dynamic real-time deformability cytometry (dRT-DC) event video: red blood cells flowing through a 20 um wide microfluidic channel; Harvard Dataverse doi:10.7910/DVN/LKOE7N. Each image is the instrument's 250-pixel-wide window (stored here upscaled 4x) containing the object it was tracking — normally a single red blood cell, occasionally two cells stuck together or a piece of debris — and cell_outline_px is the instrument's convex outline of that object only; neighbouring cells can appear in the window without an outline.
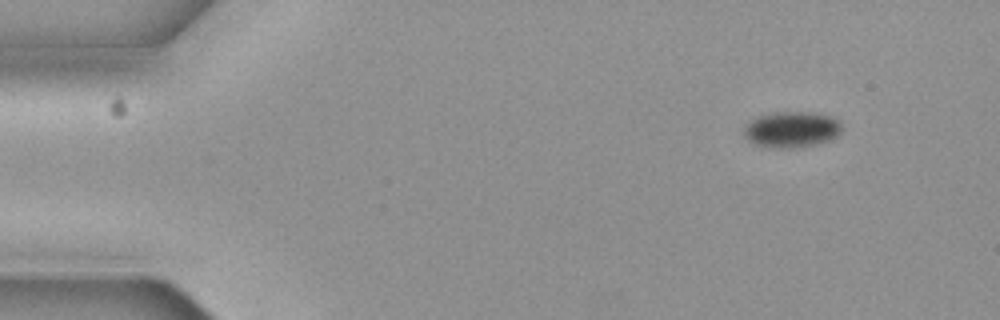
{"species": "common noctule bat (a hibernating species)", "species_latin": "Nyctalus noctula", "temperature_condition": "cold", "stored_images_in_passage": 5, "segment_of_instrument_passage": [1, 2], "camera_frame_rate_fps": 3000, "um_per_image_px": 0.085, "animal": {"sex": "female", "body_mass_g": 19.3, "forearm_length_mm": 54.1}, "frame": {"image": 1, "passage_image": 1, "time_ms": 0.0, "image_size_px": [1000, 320], "cell_outline_px": [[840, 132], [836, 136], [828, 140], [812, 144], [780, 148], [756, 144], [748, 140], [744, 136], [744, 128], [752, 120], [760, 116], [776, 112], [812, 112], [828, 116], [836, 120], [840, 124]], "centroid_in_image_um": [67.26, 10.99], "position_along_channel_um": 17.7, "area_um2": 19.71}}
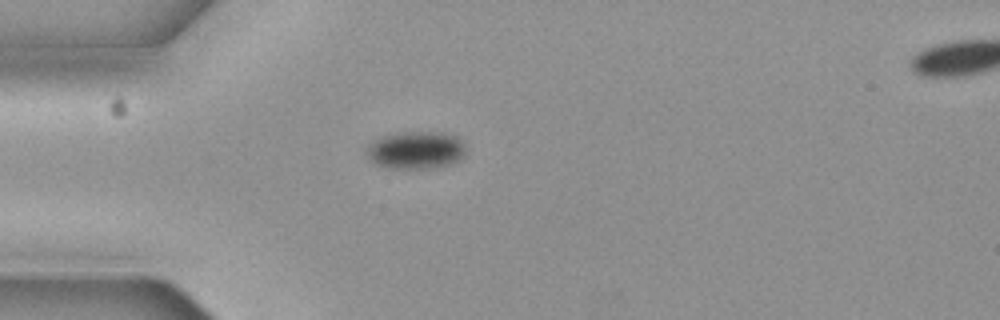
{"frame": {"image": 2, "passage_image": 4, "time_ms": 1.0, "image_size_px": [1000, 320], "cell_outline_px": [[464, 156], [460, 160], [452, 164], [440, 168], [384, 168], [376, 164], [368, 156], [368, 144], [380, 136], [396, 132], [444, 132], [456, 136], [464, 144]], "centroid_in_image_um": [35.37, 12.76], "position_along_channel_um": 49.6, "area_um2": 22.02}}